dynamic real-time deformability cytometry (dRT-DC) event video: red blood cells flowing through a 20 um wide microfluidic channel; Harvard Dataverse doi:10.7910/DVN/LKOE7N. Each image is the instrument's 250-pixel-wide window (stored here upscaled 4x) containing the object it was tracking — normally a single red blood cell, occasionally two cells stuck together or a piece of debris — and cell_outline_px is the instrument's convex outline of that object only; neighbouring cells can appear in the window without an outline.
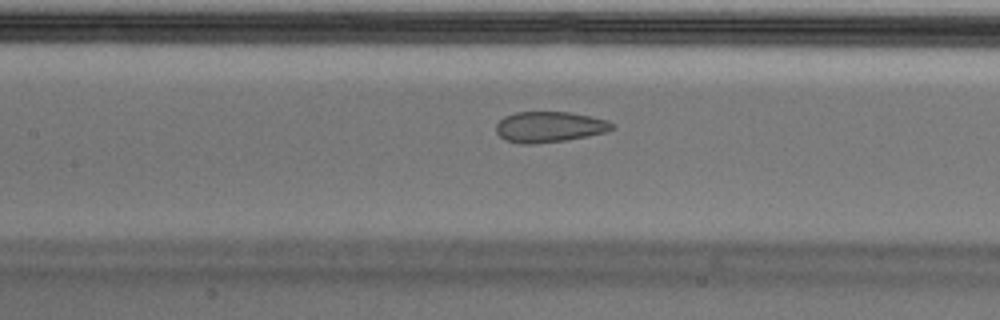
{"species": "Egyptian fruit bat (a non-hibernating species)", "species_latin": "Rousettus aegyptiacus", "temperature_condition": "cold", "stored_images_in_passage": 43, "camera_frame_rate_fps": 3000, "um_per_image_px": 0.085, "animal": {"sex": "male"}, "frame": {"image": 1, "passage_image": 13, "time_ms": 4.0, "image_size_px": [1000, 320], "cell_outline_px": [[616, 128], [604, 132], [588, 136], [564, 140], [536, 144], [520, 144], [504, 140], [496, 132], [496, 124], [504, 116], [516, 112], [568, 112], [608, 120], [616, 124]], "centroid_in_image_um": [46.69, 10.79], "position_along_channel_um": 160.7, "area_um2": 20.87}}